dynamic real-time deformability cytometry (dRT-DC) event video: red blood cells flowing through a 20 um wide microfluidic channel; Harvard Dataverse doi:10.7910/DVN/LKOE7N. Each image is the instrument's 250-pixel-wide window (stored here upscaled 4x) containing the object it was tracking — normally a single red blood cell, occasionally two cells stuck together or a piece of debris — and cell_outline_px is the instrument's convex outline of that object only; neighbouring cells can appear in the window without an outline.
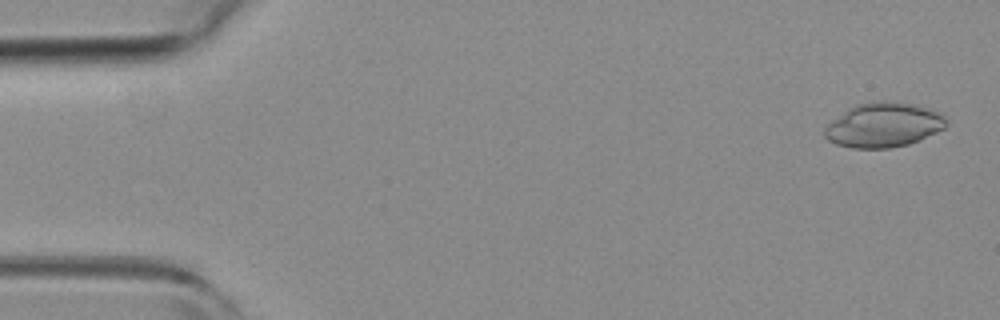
{"species": "common noctule bat (a hibernating species)", "species_latin": "Nyctalus noctula", "temperature_condition": "room temperature", "stored_images_in_passage": 51, "camera_frame_rate_fps": 3000, "um_per_image_px": 0.085, "animal": {"sex": "female", "body_mass_g": 19.3, "forearm_length_mm": 54.1}, "frame": {"image": 1, "passage_image": 2, "time_ms": 0.333, "image_size_px": [1000, 320], "cell_outline_px": [[948, 124], [944, 128], [920, 140], [908, 144], [892, 148], [852, 148], [836, 144], [828, 140], [824, 136], [824, 128], [832, 120], [848, 108], [856, 104], [880, 100], [884, 100], [912, 104], [928, 108], [940, 112], [948, 120]], "centroid_in_image_um": [75.11, 10.62], "position_along_channel_um": 9.9, "area_um2": 31.73}}